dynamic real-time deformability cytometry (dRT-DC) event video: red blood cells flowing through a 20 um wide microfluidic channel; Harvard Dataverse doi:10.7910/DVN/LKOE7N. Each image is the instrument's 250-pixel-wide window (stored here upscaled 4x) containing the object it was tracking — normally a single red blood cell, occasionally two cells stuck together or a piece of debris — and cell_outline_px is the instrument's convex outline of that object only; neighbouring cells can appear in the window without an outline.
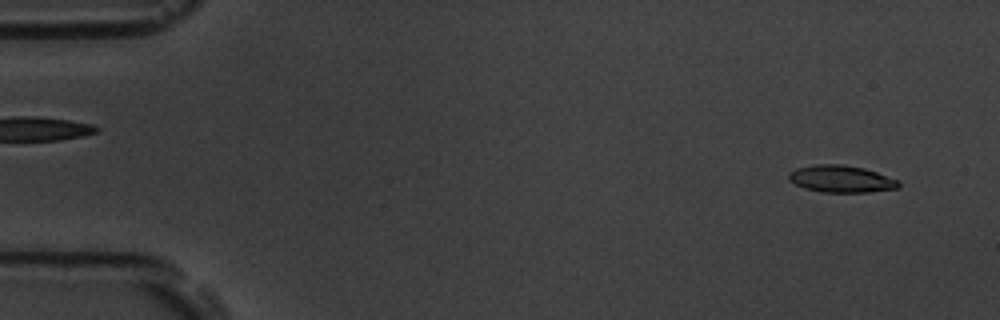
{"species": "common noctule bat (a hibernating species)", "species_latin": "Nyctalus noctula", "temperature_condition": "room temperature", "stored_images_in_passage": 55, "camera_frame_rate_fps": 3000, "um_per_image_px": 0.085, "animal": {"sex": "male", "body_mass_g": 19.5, "forearm_length_mm": 54.6}, "frame": {"image": 1, "passage_image": 2, "time_ms": 0.333, "image_size_px": [1000, 320], "cell_outline_px": [[900, 184], [896, 188], [868, 192], [824, 192], [804, 188], [788, 180], [788, 172], [796, 168], [816, 164], [840, 164], [864, 168], [900, 180]], "centroid_in_image_um": [71.48, 15.2], "position_along_channel_um": 13.5, "area_um2": 17.28}}
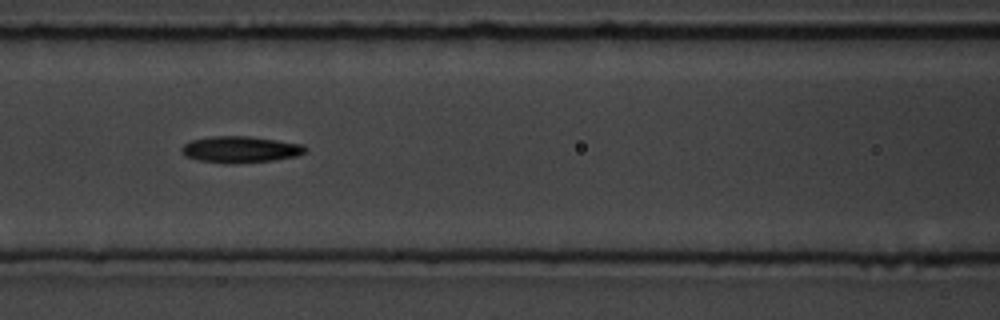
{"frame": {"image": 2, "passage_image": 23, "time_ms": 7.333, "image_size_px": [1000, 320], "cell_outline_px": [[308, 152], [296, 156], [272, 160], [232, 164], [224, 164], [196, 160], [184, 156], [180, 152], [180, 148], [184, 144], [192, 140], [212, 136], [248, 136], [304, 144], [308, 148]], "centroid_in_image_um": [20.41, 12.71], "position_along_channel_um": 146.2, "area_um2": 19.36}}
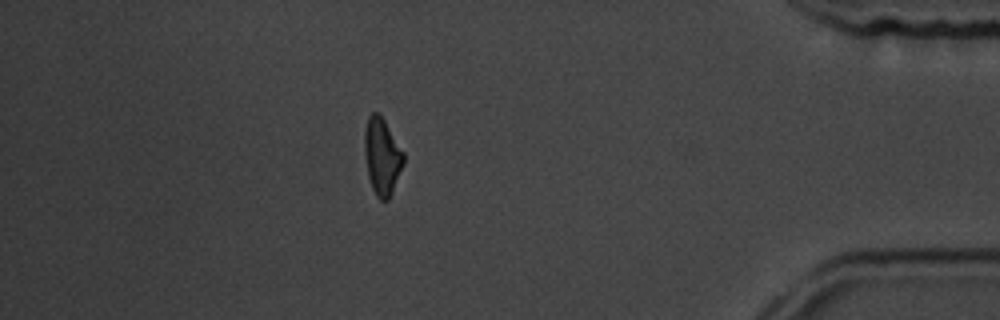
{"frame": {"image": 3, "passage_image": 48, "time_ms": 15.667, "image_size_px": [1000, 320], "cell_outline_px": [[404, 164], [392, 192], [388, 200], [380, 200], [376, 196], [372, 188], [368, 176], [364, 152], [364, 132], [368, 116], [372, 112], [376, 112], [384, 120], [404, 152]], "centroid_in_image_um": [32.47, 13.3], "position_along_channel_um": 402.7, "area_um2": 17.46}, "authors_computed_cell_mechanics": {"area_um2": 17.9758, "velocity_mm_per_s": 3.5944, "shape_relaxation_time_tau1_ms": 3.6135, "shape_relaxation_time_tau2_ms": 8.7279, "deformation_change_tau1": 0.1864, "deformation_change_tau2": 0.1944}}